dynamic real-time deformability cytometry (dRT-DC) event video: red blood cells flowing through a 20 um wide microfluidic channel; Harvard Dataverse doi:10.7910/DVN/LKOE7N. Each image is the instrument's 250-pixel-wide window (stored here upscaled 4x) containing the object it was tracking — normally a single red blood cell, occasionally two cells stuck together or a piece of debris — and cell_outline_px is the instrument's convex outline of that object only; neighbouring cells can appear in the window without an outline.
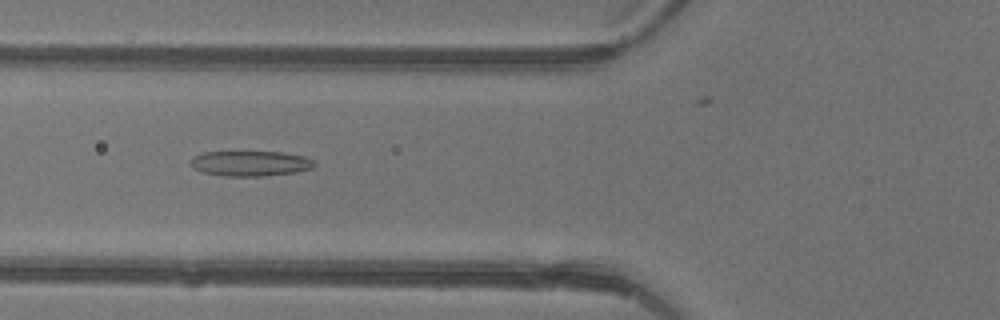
{"species": "common noctule bat (a hibernating species)", "species_latin": "Nyctalus noctula", "temperature_condition": "warm", "stored_images_in_passage": 5, "camera_frame_rate_fps": 3000, "um_per_image_px": 0.085, "animal": {"sex": "female"}, "frame": {"image": 1, "passage_image": 5, "time_ms": 1.333, "image_size_px": [1000, 320], "cell_outline_px": [[316, 164], [312, 168], [296, 172], [260, 176], [224, 176], [200, 172], [192, 164], [192, 156], [204, 152], [280, 152], [304, 156], [312, 160]], "centroid_in_image_um": [21.28, 13.89], "position_along_channel_um": 104.5, "area_um2": 18.03}}